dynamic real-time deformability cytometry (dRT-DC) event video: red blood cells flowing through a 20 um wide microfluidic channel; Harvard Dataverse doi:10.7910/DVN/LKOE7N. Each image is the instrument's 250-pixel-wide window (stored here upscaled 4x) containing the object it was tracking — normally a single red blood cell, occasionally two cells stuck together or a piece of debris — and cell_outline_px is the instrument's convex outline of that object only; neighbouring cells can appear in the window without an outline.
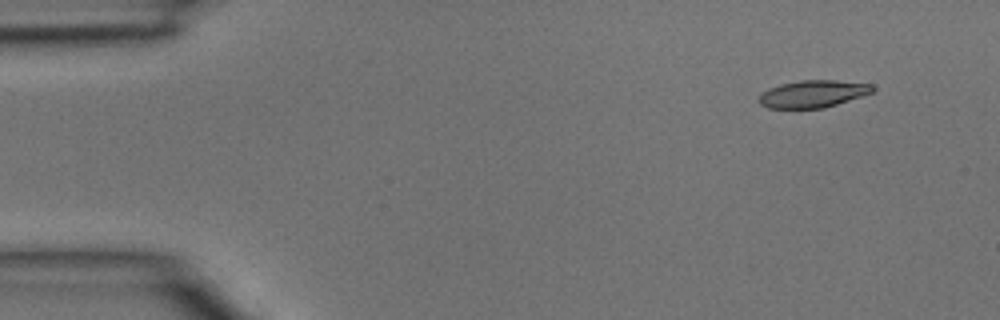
{"species": "common noctule bat (a hibernating species)", "species_latin": "Nyctalus noctula", "temperature_condition": "room temperature", "stored_images_in_passage": 5, "segment_of_instrument_passage": [2, 2], "camera_frame_rate_fps": 3000, "um_per_image_px": 0.085, "animal": {"sex": "male", "body_mass_g": 15.6}, "frame": {"image": 1, "passage_image": 5, "time_ms": 1.333, "image_size_px": [1000, 320], "cell_outline_px": [[876, 88], [872, 92], [824, 108], [768, 108], [760, 104], [756, 100], [768, 88], [780, 84], [800, 80], [836, 80], [872, 84]], "centroid_in_image_um": [69.07, 7.97], "position_along_channel_um": 15.9, "area_um2": 17.98}}